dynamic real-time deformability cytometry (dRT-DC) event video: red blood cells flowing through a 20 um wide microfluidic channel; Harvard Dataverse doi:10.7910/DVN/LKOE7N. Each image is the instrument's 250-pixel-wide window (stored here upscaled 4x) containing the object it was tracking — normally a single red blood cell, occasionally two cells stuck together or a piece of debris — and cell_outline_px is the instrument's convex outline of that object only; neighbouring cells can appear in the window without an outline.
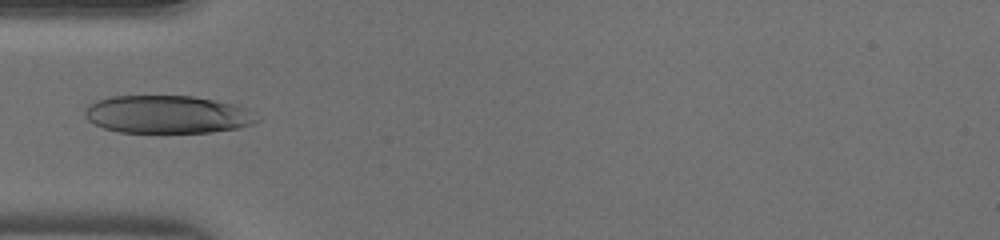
{"species": "human", "species_latin": "Homo sapiens", "temperature_condition": "warm", "stored_images_in_passage": 13, "camera_frame_rate_fps": 3000, "um_per_image_px": 0.085, "donor": {"sex": "male"}, "frame": {"image": 1, "passage_image": 1, "time_ms": 0.0, "image_size_px": [1000, 240], "cell_outline_px": [[264, 116], [260, 120], [252, 124], [240, 128], [212, 132], [120, 132], [104, 128], [88, 120], [84, 116], [84, 112], [88, 104], [96, 100], [108, 96], [192, 96], [216, 100], [236, 104], [248, 108]], "centroid_in_image_um": [14.31, 9.72], "position_along_channel_um": 70.7, "area_um2": 38.55}}
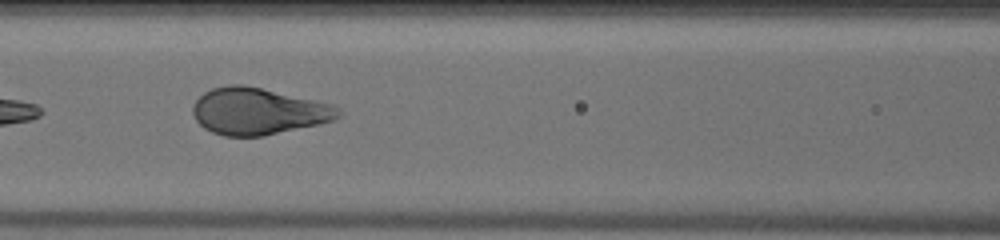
{"frame": {"image": 2, "passage_image": 6, "time_ms": 1.667, "image_size_px": [1000, 240], "cell_outline_px": [[340, 116], [336, 120], [320, 124], [264, 136], [224, 136], [212, 132], [204, 128], [196, 120], [192, 112], [192, 108], [196, 100], [204, 92], [212, 88], [228, 84], [244, 84], [336, 104], [340, 108]], "centroid_in_image_um": [21.98, 9.45], "position_along_channel_um": 144.6, "area_um2": 40.11}}